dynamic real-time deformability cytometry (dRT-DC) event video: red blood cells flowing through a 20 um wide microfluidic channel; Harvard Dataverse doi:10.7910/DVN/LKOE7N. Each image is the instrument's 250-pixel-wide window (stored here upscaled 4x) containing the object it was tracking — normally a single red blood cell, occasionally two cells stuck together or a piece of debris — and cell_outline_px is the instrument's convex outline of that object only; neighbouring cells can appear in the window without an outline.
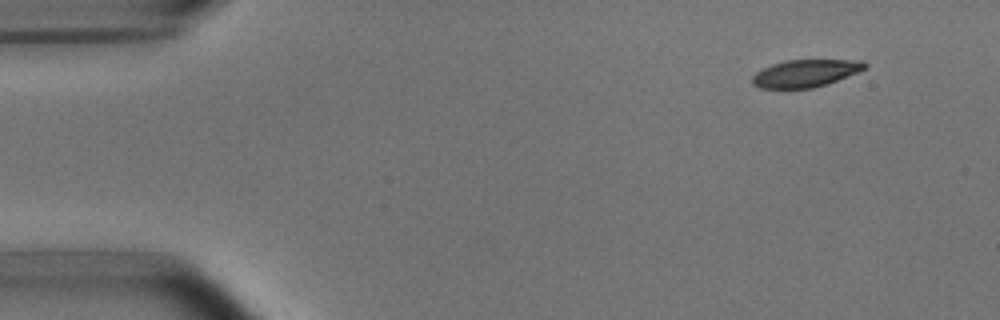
{"species": "common noctule bat (a hibernating species)", "species_latin": "Nyctalus noctula", "temperature_condition": "room temperature", "stored_images_in_passage": 5, "camera_frame_rate_fps": 3000, "um_per_image_px": 0.085, "animal": {"sex": "male", "body_mass_g": 15.6}, "frame": {"image": 1, "passage_image": 2, "time_ms": 1.0, "image_size_px": [1000, 320], "cell_outline_px": [[868, 64], [864, 68], [856, 72], [828, 84], [812, 88], [760, 88], [752, 84], [752, 76], [756, 72], [772, 64], [784, 60], [864, 60]], "centroid_in_image_um": [68.44, 6.22], "position_along_channel_um": 16.6, "area_um2": 17.86}}
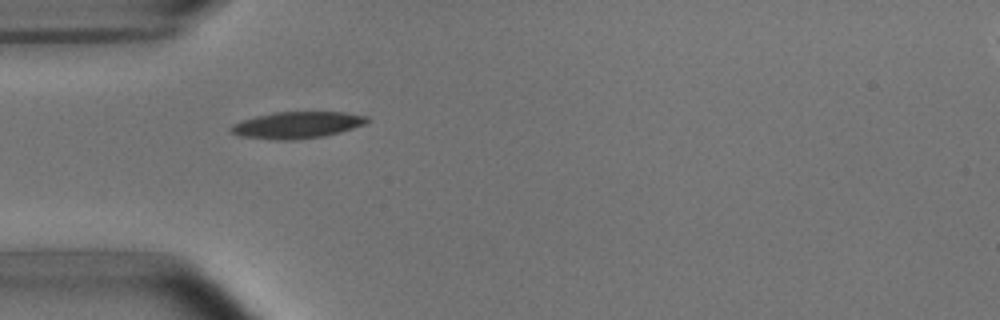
{"frame": {"image": 2, "passage_image": 5, "time_ms": 4.667, "image_size_px": [1000, 320], "cell_outline_px": [[368, 120], [364, 124], [340, 132], [324, 136], [292, 140], [280, 140], [240, 136], [232, 132], [228, 128], [232, 124], [256, 116], [276, 112], [344, 112], [368, 116]], "centroid_in_image_um": [25.25, 10.62], "position_along_channel_um": 59.8, "area_um2": 20.92}}